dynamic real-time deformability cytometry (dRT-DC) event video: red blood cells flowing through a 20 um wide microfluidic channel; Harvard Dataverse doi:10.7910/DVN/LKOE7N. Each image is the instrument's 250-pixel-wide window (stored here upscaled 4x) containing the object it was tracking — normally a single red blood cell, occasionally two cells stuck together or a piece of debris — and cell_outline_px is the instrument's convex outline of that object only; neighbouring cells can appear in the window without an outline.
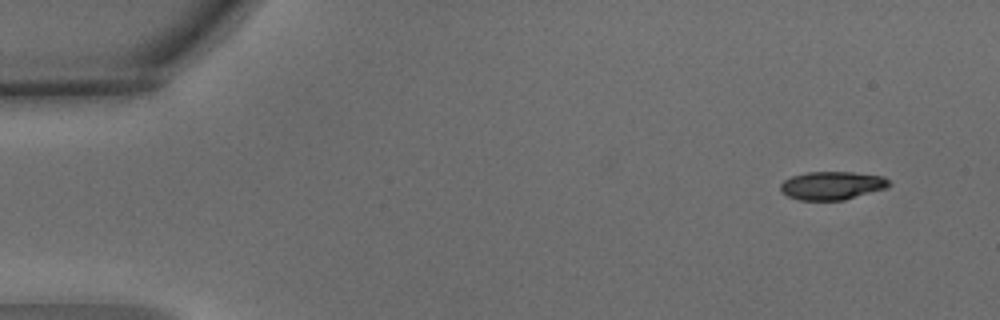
{"species": "common noctule bat (a hibernating species)", "species_latin": "Nyctalus noctula", "temperature_condition": "warm", "stored_images_in_passage": 5, "camera_frame_rate_fps": 3000, "um_per_image_px": 0.085, "animal": {"sex": "male", "body_mass_g": 15.6}, "frame": {"image": 1, "passage_image": 1, "time_ms": 0.0, "image_size_px": [1000, 320], "cell_outline_px": [[892, 184], [888, 188], [844, 200], [800, 200], [788, 196], [780, 192], [780, 184], [784, 180], [792, 176], [808, 172], [852, 172], [884, 176]], "centroid_in_image_um": [70.74, 15.77], "position_along_channel_um": 14.3, "area_um2": 18.03}}
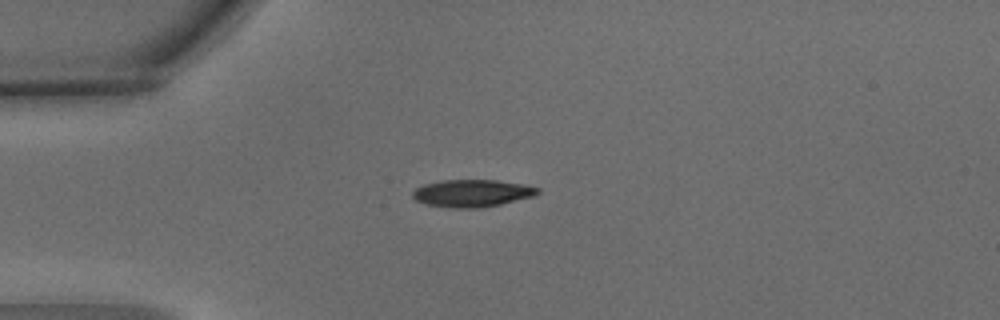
{"frame": {"image": 2, "passage_image": 3, "time_ms": 0.667, "image_size_px": [1000, 320], "cell_outline_px": [[540, 192], [532, 196], [500, 204], [480, 208], [452, 208], [424, 204], [416, 200], [412, 196], [412, 192], [416, 188], [424, 184], [440, 180], [496, 180], [524, 184], [540, 188]], "centroid_in_image_um": [40.1, 16.42], "position_along_channel_um": 44.9, "area_um2": 19.94}}
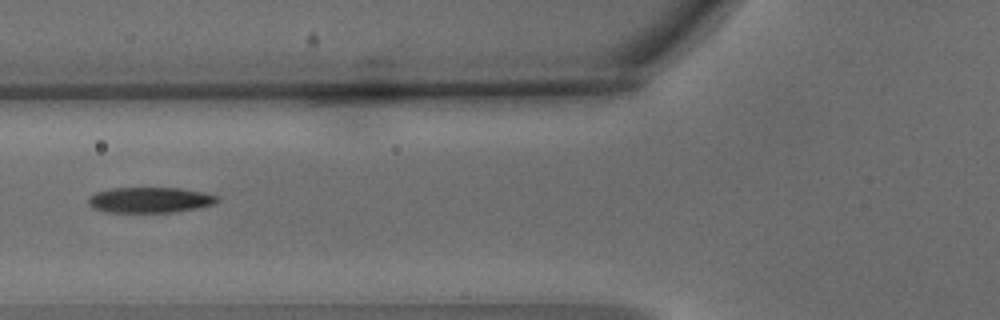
{"frame": {"image": 3, "passage_image": 5, "time_ms": 1.333, "image_size_px": [1000, 320], "cell_outline_px": [[220, 200], [212, 204], [196, 208], [176, 212], [104, 212], [92, 208], [88, 204], [88, 196], [96, 192], [112, 188], [180, 188], [220, 196]], "centroid_in_image_um": [12.7, 17.0], "position_along_channel_um": 113.1, "area_um2": 19.25}}